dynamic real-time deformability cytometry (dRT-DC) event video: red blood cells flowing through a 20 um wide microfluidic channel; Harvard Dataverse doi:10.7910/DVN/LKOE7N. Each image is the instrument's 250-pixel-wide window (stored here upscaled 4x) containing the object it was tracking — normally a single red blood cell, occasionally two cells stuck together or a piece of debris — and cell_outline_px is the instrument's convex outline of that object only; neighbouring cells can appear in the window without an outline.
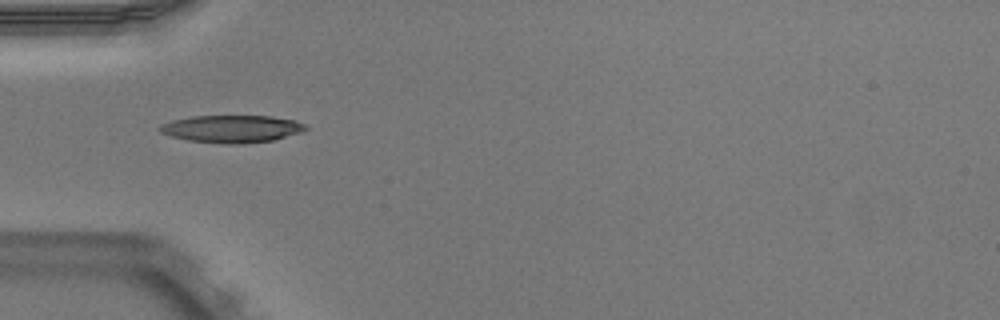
{"species": "Egyptian fruit bat (a non-hibernating species)", "species_latin": "Rousettus aegyptiacus", "temperature_condition": "warm", "stored_images_in_passage": 36, "camera_frame_rate_fps": 3000, "um_per_image_px": 0.085, "animal": {"sex": "male"}, "frame": {"image": 1, "passage_image": 1, "time_ms": 0.0, "image_size_px": [1000, 320], "cell_outline_px": [[308, 128], [300, 132], [272, 140], [240, 144], [228, 144], [188, 140], [172, 136], [160, 132], [156, 128], [160, 124], [172, 120], [192, 116], [272, 116], [296, 120], [308, 124]], "centroid_in_image_um": [19.7, 10.94], "position_along_channel_um": 65.3, "area_um2": 23.35}}
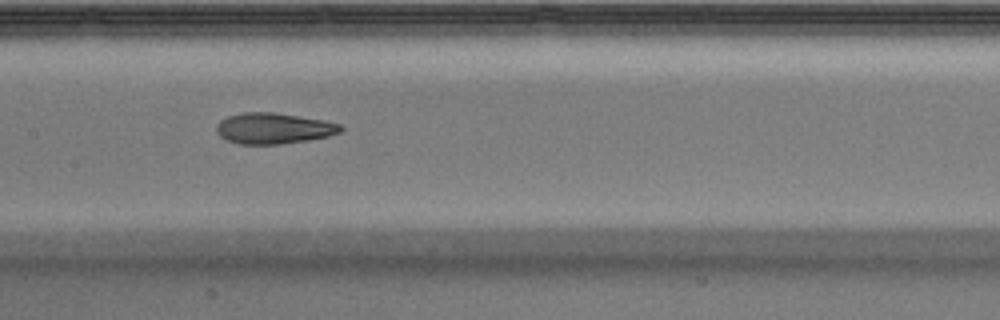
{"frame": {"image": 2, "passage_image": 10, "time_ms": 3.0, "image_size_px": [1000, 320], "cell_outline_px": [[344, 128], [340, 132], [328, 136], [308, 140], [280, 144], [240, 144], [228, 140], [220, 136], [216, 132], [216, 124], [220, 120], [228, 116], [244, 112], [272, 112], [324, 120], [340, 124]], "centroid_in_image_um": [23.25, 10.91], "position_along_channel_um": 184.2, "area_um2": 22.31}}
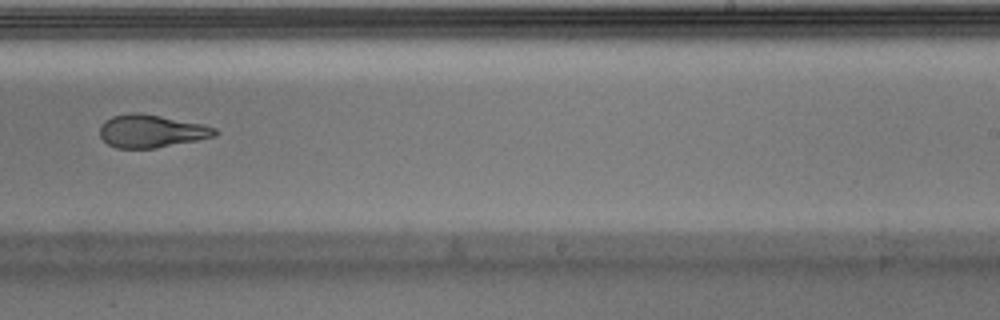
{"frame": {"image": 3, "passage_image": 17, "time_ms": 5.333, "image_size_px": [1000, 320], "cell_outline_px": [[220, 132], [216, 136], [156, 148], [116, 148], [108, 144], [100, 136], [100, 124], [104, 120], [112, 116], [132, 112], [140, 112], [204, 124], [216, 128]], "centroid_in_image_um": [12.86, 11.13], "position_along_channel_um": 276.1, "area_um2": 22.2}, "authors_computed_cell_mechanics": {"area_um2": 23.12, "velocity_mm_per_s": 3.9557, "shape_relaxation_time_tau1_ms": 4.3929, "shape_relaxation_time_tau2_ms": 2.6707, "deformation_change_tau1": 0.1717, "deformation_change_tau2": 0.1075}}